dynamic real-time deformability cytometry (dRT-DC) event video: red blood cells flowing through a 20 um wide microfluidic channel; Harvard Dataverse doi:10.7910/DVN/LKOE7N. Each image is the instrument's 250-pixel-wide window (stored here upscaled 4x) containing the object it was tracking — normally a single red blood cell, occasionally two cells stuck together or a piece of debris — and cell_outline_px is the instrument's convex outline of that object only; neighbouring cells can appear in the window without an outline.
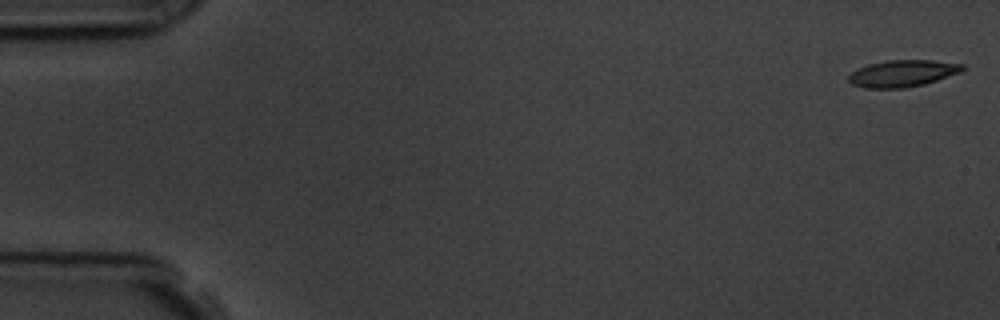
{"species": "common noctule bat (a hibernating species)", "species_latin": "Nyctalus noctula", "temperature_condition": "room temperature", "stored_images_in_passage": 57, "camera_frame_rate_fps": 3000, "um_per_image_px": 0.085, "animal": {"sex": "male", "body_mass_g": 19.5, "forearm_length_mm": 54.6}, "frame": {"image": 1, "passage_image": 1, "time_ms": 0.0, "image_size_px": [1000, 320], "cell_outline_px": [[964, 68], [960, 72], [924, 84], [904, 88], [864, 88], [852, 84], [848, 80], [848, 76], [852, 72], [868, 64], [888, 60], [932, 60], [964, 64]], "centroid_in_image_um": [76.7, 6.24], "position_along_channel_um": 8.3, "area_um2": 17.63}}
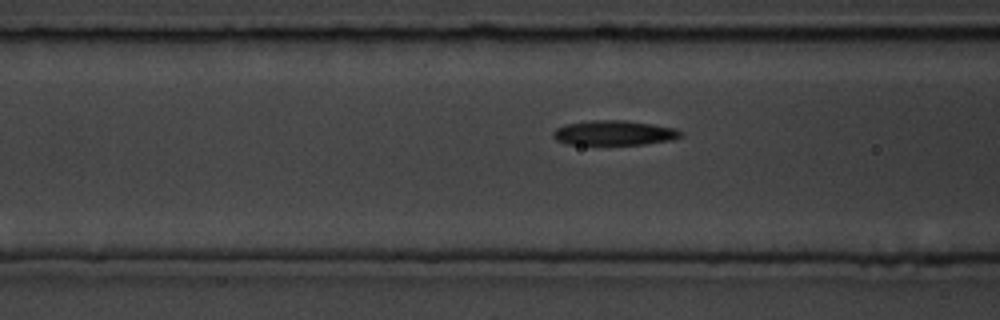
{"frame": {"image": 2, "passage_image": 22, "time_ms": 7.0, "image_size_px": [1000, 320], "cell_outline_px": [[684, 136], [672, 140], [644, 144], [564, 144], [556, 140], [552, 136], [552, 132], [556, 128], [564, 124], [592, 120], [624, 120], [652, 124], [676, 128], [684, 132]], "centroid_in_image_um": [52.21, 11.29], "position_along_channel_um": 114.4, "area_um2": 18.61}}
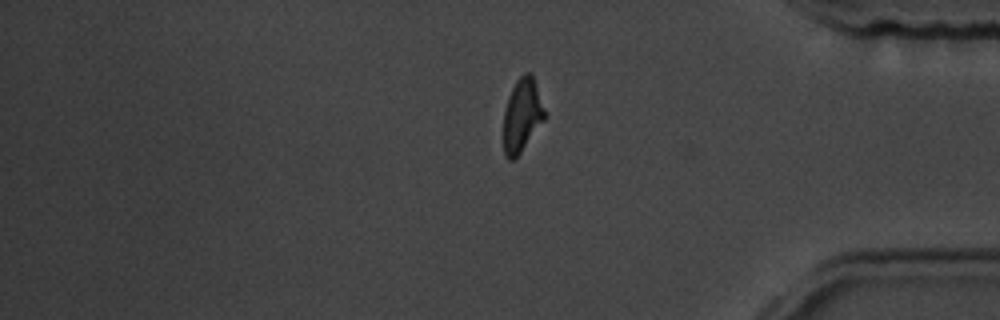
{"frame": {"image": 3, "passage_image": 47, "time_ms": 15.333, "image_size_px": [1000, 320], "cell_outline_px": [[544, 120], [520, 152], [512, 160], [508, 160], [504, 156], [504, 112], [508, 96], [516, 80], [524, 72], [532, 72], [544, 112]], "centroid_in_image_um": [44.34, 9.78], "position_along_channel_um": 390.9, "area_um2": 17.17}, "authors_computed_cell_mechanics": {"area_um2": 18.1492, "velocity_mm_per_s": 3.5832, "shape_relaxation_time_tau1_ms": 3.3771, "shape_relaxation_time_tau2_ms": 3.2205, "deformation_change_tau1": 0.1712, "deformation_change_tau2": 0.0942}}